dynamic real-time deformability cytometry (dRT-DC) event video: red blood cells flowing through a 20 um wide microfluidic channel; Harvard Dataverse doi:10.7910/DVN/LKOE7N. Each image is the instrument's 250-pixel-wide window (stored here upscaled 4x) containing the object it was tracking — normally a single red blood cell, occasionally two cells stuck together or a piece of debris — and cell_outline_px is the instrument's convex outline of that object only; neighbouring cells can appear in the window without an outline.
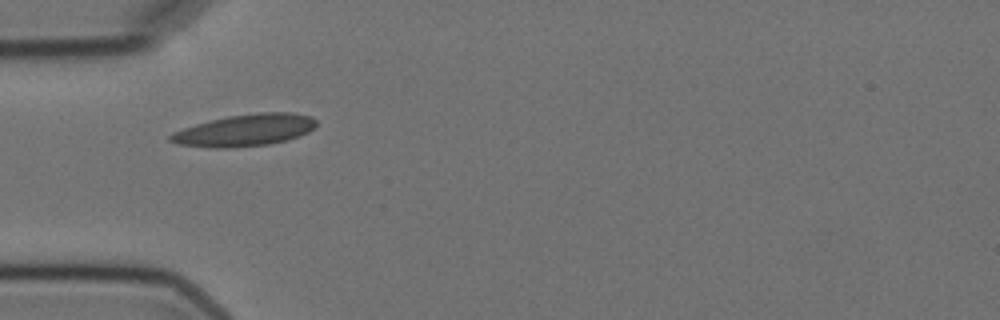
{"species": "Egyptian fruit bat (a non-hibernating species)", "species_latin": "Rousettus aegyptiacus", "temperature_condition": "cold", "stored_images_in_passage": 2, "camera_frame_rate_fps": 3000, "um_per_image_px": 0.085, "animal": {"sex": "female"}, "frame": {"image": 1, "passage_image": 1, "time_ms": 0.0, "image_size_px": [1000, 320], "cell_outline_px": [[316, 128], [308, 132], [288, 140], [268, 144], [232, 148], [208, 148], [176, 144], [168, 140], [168, 136], [172, 132], [196, 124], [228, 116], [256, 112], [292, 112], [312, 116], [316, 120]], "centroid_in_image_um": [20.82, 11.07], "position_along_channel_um": 64.2, "area_um2": 27.4}}
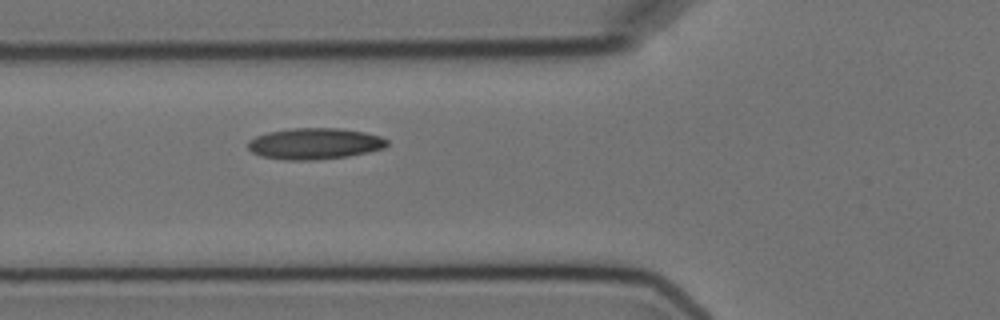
{"frame": {"image": 2, "passage_image": 2, "time_ms": 1.0, "image_size_px": [1000, 320], "cell_outline_px": [[388, 144], [384, 148], [368, 152], [348, 156], [316, 160], [288, 160], [260, 156], [252, 152], [248, 148], [248, 140], [256, 136], [268, 132], [292, 128], [340, 128], [364, 132], [380, 136], [388, 140]], "centroid_in_image_um": [26.74, 12.21], "position_along_channel_um": 99.1, "area_um2": 25.37}}